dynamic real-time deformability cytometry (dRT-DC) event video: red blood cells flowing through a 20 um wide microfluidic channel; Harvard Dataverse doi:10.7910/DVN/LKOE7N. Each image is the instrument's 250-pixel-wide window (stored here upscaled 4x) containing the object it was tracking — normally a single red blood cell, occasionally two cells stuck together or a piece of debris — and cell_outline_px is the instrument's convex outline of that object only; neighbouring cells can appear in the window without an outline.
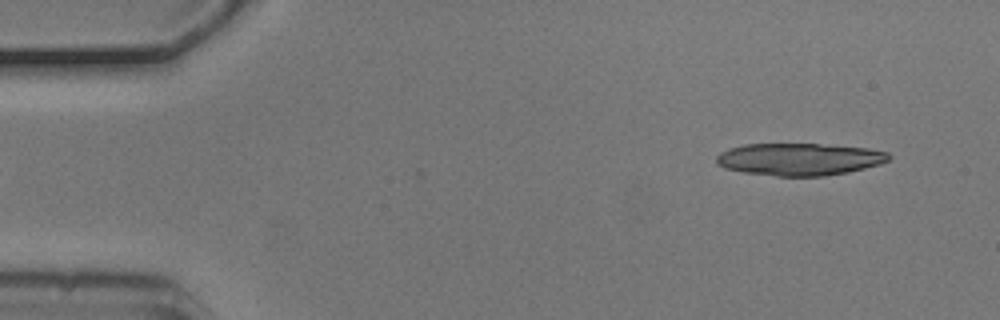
{"species": "common noctule bat (a hibernating species)", "species_latin": "Nyctalus noctula", "temperature_condition": "cold", "stored_images_in_passage": 4, "segment_of_instrument_passage": [2, 2], "camera_frame_rate_fps": 3000, "um_per_image_px": 0.085, "animal": {"sex": "male", "body_mass_g": 20.5, "forearm_length_mm": 52.5}, "frame": {"image": 1, "passage_image": 4, "time_ms": 1.0, "image_size_px": [1000, 320], "cell_outline_px": [[892, 156], [888, 160], [880, 164], [848, 172], [824, 176], [776, 176], [744, 172], [724, 168], [716, 164], [716, 156], [720, 152], [728, 148], [744, 144], [820, 144], [868, 148], [888, 152]], "centroid_in_image_um": [67.92, 13.53], "position_along_channel_um": 17.1, "area_um2": 32.54}}